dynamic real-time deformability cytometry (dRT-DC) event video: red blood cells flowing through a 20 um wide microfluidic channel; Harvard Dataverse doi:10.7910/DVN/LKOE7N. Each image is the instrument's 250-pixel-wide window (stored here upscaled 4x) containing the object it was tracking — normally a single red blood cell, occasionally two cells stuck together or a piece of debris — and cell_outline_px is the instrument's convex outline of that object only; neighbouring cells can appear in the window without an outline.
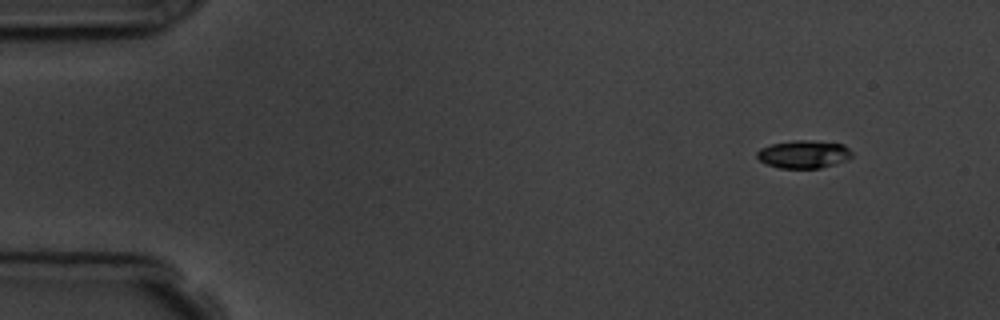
{"species": "common noctule bat (a hibernating species)", "species_latin": "Nyctalus noctula", "temperature_condition": "room temperature", "stored_images_in_passage": 5, "camera_frame_rate_fps": 3000, "um_per_image_px": 0.085, "animal": {"sex": "male", "body_mass_g": 19.5, "forearm_length_mm": 54.6}, "frame": {"image": 1, "passage_image": 1, "time_ms": 0.0, "image_size_px": [1000, 320], "cell_outline_px": [[852, 156], [848, 160], [836, 164], [820, 168], [780, 168], [764, 164], [756, 156], [756, 152], [760, 148], [772, 144], [792, 140], [808, 140], [844, 144], [852, 152]], "centroid_in_image_um": [68.31, 13.11], "position_along_channel_um": 16.7, "area_um2": 15.61}}
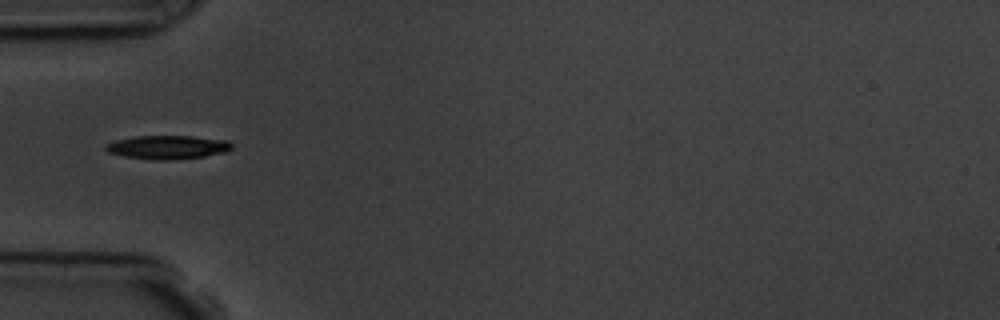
{"frame": {"image": 2, "passage_image": 4, "time_ms": 4.333, "image_size_px": [1000, 320], "cell_outline_px": [[232, 148], [228, 152], [204, 156], [172, 160], [156, 160], [124, 156], [108, 152], [104, 148], [104, 144], [116, 140], [136, 136], [192, 136], [228, 140], [232, 144]], "centroid_in_image_um": [14.26, 12.51], "position_along_channel_um": 70.7, "area_um2": 17.46}}